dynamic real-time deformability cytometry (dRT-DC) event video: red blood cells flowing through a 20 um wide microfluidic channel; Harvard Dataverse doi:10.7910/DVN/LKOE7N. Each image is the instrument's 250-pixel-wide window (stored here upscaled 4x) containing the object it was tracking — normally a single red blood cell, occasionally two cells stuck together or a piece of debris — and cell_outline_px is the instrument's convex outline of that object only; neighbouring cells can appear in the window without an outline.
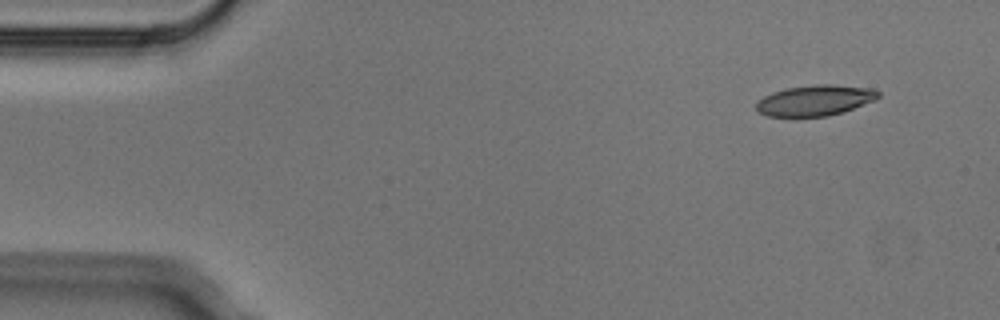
{"species": "Egyptian fruit bat (a non-hibernating species)", "species_latin": "Rousettus aegyptiacus", "temperature_condition": "cold", "stored_images_in_passage": 5, "camera_frame_rate_fps": 3000, "um_per_image_px": 0.085, "animal": {"sex": "male"}, "frame": {"image": 1, "passage_image": 2, "time_ms": 0.333, "image_size_px": [1000, 320], "cell_outline_px": [[880, 96], [876, 100], [844, 112], [828, 116], [768, 116], [760, 112], [756, 108], [756, 104], [764, 96], [772, 92], [784, 88], [816, 84], [832, 84], [872, 88], [880, 92]], "centroid_in_image_um": [69.33, 8.52], "position_along_channel_um": 15.7, "area_um2": 21.91}}